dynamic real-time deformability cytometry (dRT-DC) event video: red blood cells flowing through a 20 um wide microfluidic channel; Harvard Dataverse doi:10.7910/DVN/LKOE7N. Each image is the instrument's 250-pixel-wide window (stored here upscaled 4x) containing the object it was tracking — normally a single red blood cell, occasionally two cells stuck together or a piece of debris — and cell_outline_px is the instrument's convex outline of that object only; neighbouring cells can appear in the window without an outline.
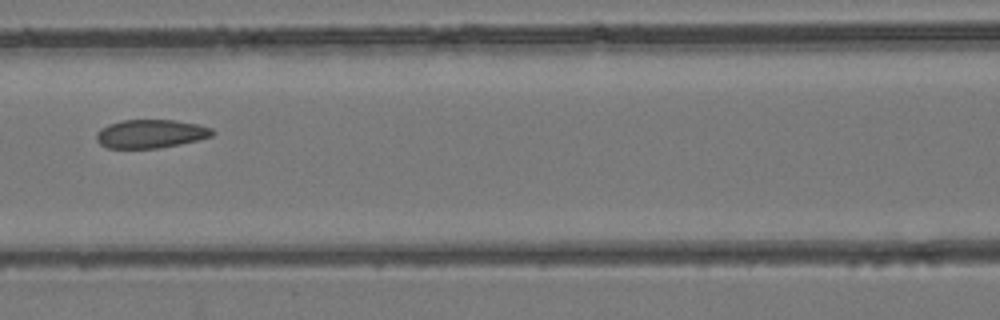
{"species": "common noctule bat (a hibernating species)", "species_latin": "Nyctalus noctula", "temperature_condition": "room temperature", "stored_images_in_passage": 6, "camera_frame_rate_fps": 3000, "um_per_image_px": 0.085, "animal": {"sex": "female", "body_mass_g": 24.6, "forearm_length_mm": 56.2}, "frame": {"image": 1, "passage_image": 6, "time_ms": 6.333, "image_size_px": [1000, 320], "cell_outline_px": [[216, 132], [212, 136], [180, 144], [160, 148], [108, 148], [100, 144], [96, 140], [96, 132], [100, 128], [108, 124], [120, 120], [172, 120], [200, 124], [212, 128]], "centroid_in_image_um": [12.8, 11.36], "position_along_channel_um": 153.8, "area_um2": 19.42}}